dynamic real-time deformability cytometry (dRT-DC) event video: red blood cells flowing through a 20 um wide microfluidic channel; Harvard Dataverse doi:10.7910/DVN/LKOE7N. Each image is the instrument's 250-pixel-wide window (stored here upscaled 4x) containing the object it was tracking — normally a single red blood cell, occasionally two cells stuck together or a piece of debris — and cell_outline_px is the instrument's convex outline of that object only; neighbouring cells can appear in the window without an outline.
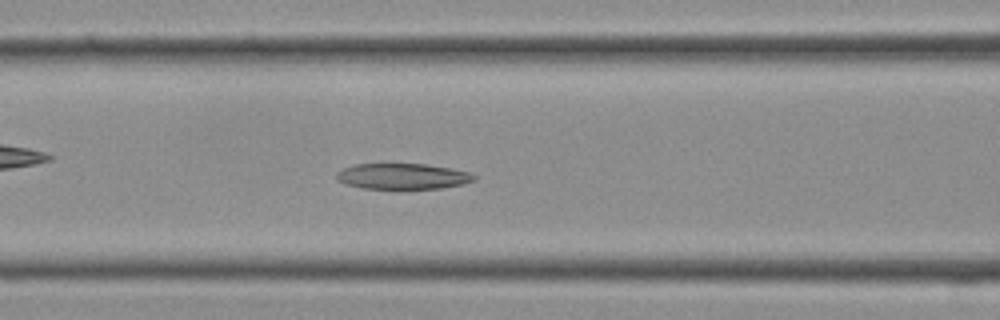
{"species": "Egyptian fruit bat (a non-hibernating species)", "species_latin": "Rousettus aegyptiacus", "temperature_condition": "cold", "stored_images_in_passage": 15, "camera_frame_rate_fps": 3000, "um_per_image_px": 0.085, "frame": {"image": 1, "passage_image": 11, "time_ms": 3.333, "image_size_px": [1000, 320], "cell_outline_px": [[476, 180], [464, 184], [440, 188], [364, 188], [344, 184], [336, 180], [336, 172], [352, 164], [428, 164], [452, 168], [468, 172], [476, 176]], "centroid_in_image_um": [34.22, 14.98], "position_along_channel_um": 132.4, "area_um2": 20.69}}
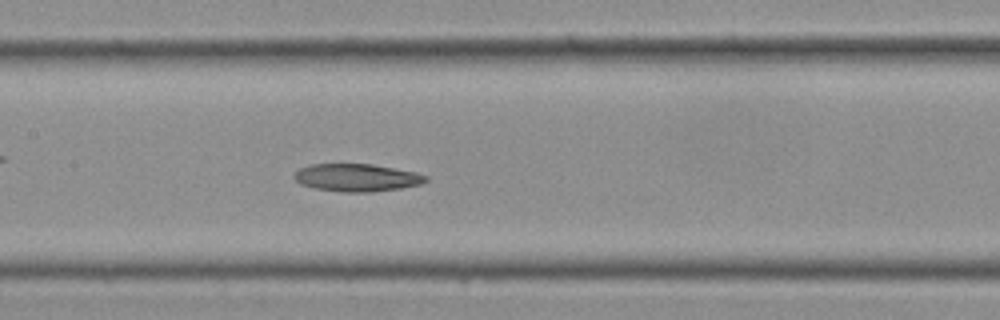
{"frame": {"image": 2, "passage_image": 13, "time_ms": 4.0, "image_size_px": [1000, 320], "cell_outline_px": [[428, 180], [420, 184], [400, 188], [372, 192], [344, 192], [316, 188], [300, 184], [292, 176], [300, 168], [312, 164], [372, 164], [416, 172], [428, 176]], "centroid_in_image_um": [30.34, 15.09], "position_along_channel_um": 177.1, "area_um2": 21.1}}
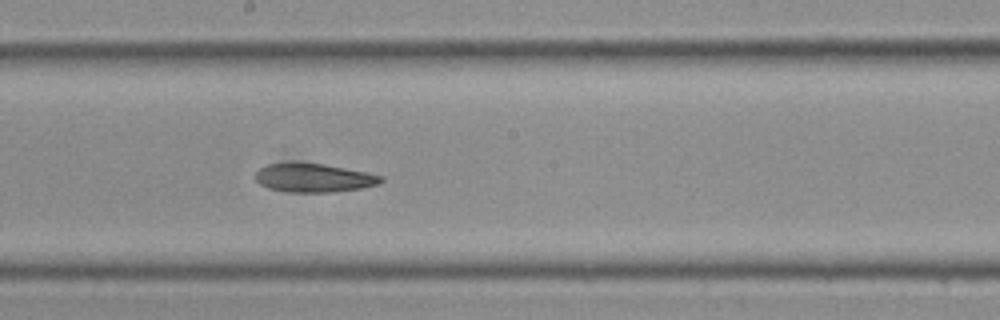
{"frame": {"image": 3, "passage_image": 15, "time_ms": 4.667, "image_size_px": [1000, 320], "cell_outline_px": [[384, 180], [380, 184], [360, 188], [332, 192], [288, 192], [268, 188], [260, 184], [252, 176], [260, 168], [268, 164], [324, 164], [368, 172], [384, 176]], "centroid_in_image_um": [26.7, 15.13], "position_along_channel_um": 221.5, "area_um2": 20.81}}